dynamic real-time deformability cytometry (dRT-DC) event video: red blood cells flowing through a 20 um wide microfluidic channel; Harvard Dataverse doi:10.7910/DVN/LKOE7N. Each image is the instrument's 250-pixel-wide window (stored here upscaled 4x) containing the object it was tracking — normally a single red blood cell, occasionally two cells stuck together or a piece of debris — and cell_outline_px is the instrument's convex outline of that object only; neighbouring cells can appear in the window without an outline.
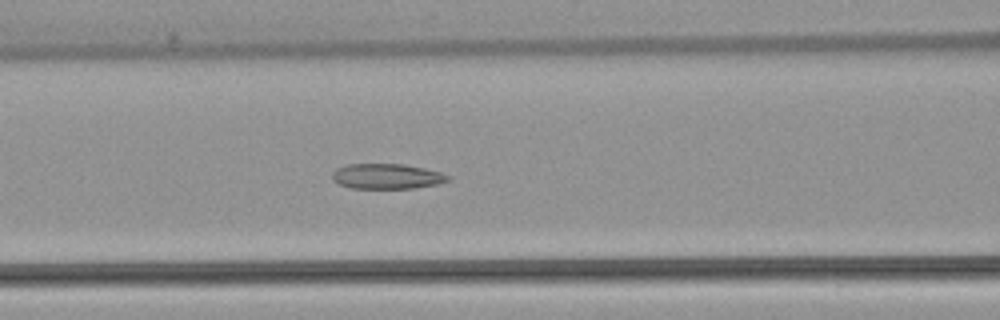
{"species": "common noctule bat (a hibernating species)", "species_latin": "Nyctalus noctula", "temperature_condition": "warm", "stored_images_in_passage": 13, "camera_frame_rate_fps": 3000, "um_per_image_px": 0.085, "animal": {"sex": "female", "body_mass_g": 22.7, "forearm_length_mm": 54.2}, "frame": {"image": 1, "passage_image": 10, "time_ms": 3.0, "image_size_px": [1000, 320], "cell_outline_px": [[452, 176], [448, 180], [440, 184], [412, 188], [352, 188], [340, 184], [332, 180], [332, 172], [336, 168], [344, 164], [404, 164], [424, 168], [440, 172]], "centroid_in_image_um": [32.88, 14.98], "position_along_channel_um": 133.7, "area_um2": 17.11}}